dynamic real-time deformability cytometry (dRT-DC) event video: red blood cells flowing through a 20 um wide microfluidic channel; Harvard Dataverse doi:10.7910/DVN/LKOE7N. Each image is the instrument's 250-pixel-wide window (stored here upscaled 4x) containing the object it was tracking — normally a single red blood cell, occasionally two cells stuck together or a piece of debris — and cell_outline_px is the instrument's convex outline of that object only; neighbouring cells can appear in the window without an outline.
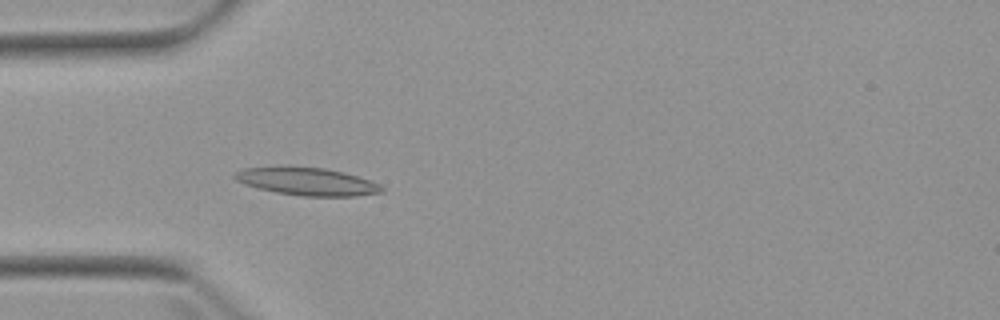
{"species": "Egyptian fruit bat (a non-hibernating species)", "species_latin": "Rousettus aegyptiacus", "temperature_condition": "warm", "stored_images_in_passage": 5, "camera_frame_rate_fps": 3000, "um_per_image_px": 0.085, "animal": {"sex": "female"}, "frame": {"image": 1, "passage_image": 5, "time_ms": 4.667, "image_size_px": [1000, 320], "cell_outline_px": [[384, 192], [356, 196], [300, 196], [276, 192], [244, 184], [236, 180], [232, 176], [236, 172], [244, 168], [324, 168], [344, 172], [380, 184], [384, 188]], "centroid_in_image_um": [26.15, 15.45], "position_along_channel_um": 58.8, "area_um2": 23.12}}